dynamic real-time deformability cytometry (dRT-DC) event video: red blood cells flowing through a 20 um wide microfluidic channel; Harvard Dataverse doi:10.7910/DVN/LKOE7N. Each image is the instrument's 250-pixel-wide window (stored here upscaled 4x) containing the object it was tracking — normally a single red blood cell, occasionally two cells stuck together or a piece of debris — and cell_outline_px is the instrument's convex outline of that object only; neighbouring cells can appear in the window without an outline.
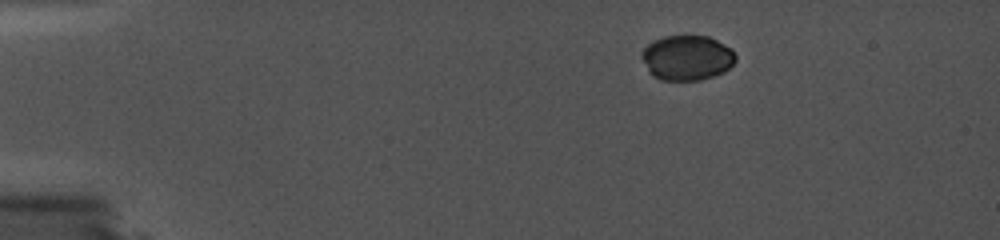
{"species": "common noctule bat (a hibernating species)", "species_latin": "Nyctalus noctula", "temperature_condition": "cold", "stored_images_in_passage": 58, "camera_frame_rate_fps": 5000, "um_per_image_px": 0.085, "animal": {"sex": "female", "body_mass_g": 19.0, "forearm_length_mm": 56.7}, "frame": {"image": 1, "passage_image": 1, "time_ms": 0.0, "image_size_px": [1000, 240], "cell_outline_px": [[736, 60], [724, 72], [700, 80], [660, 80], [652, 76], [648, 72], [640, 56], [640, 52], [652, 40], [664, 36], [708, 36], [732, 48], [736, 56]], "centroid_in_image_um": [58.36, 4.91], "position_along_channel_um": 26.6, "area_um2": 24.85}}
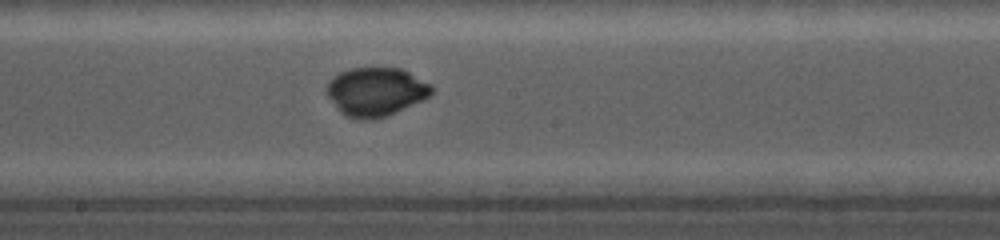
{"frame": {"image": 2, "passage_image": 38, "time_ms": 7.4, "image_size_px": [1000, 240], "cell_outline_px": [[436, 88], [428, 96], [420, 100], [384, 116], [372, 120], [364, 120], [348, 116], [340, 112], [328, 96], [328, 80], [332, 76], [340, 72], [352, 68], [400, 68], [432, 84]], "centroid_in_image_um": [31.94, 7.77], "position_along_channel_um": 216.3, "area_um2": 29.25}}
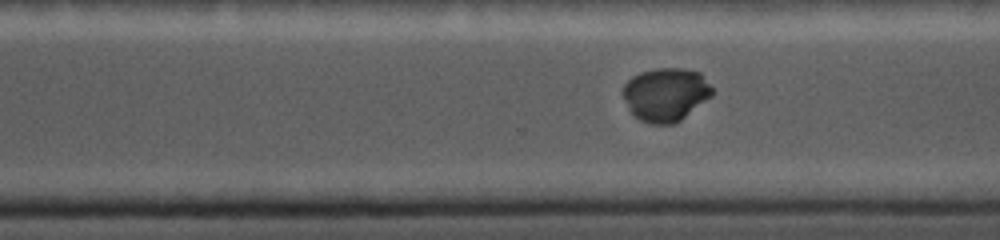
{"frame": {"image": 3, "passage_image": 51, "time_ms": 10.0, "image_size_px": [1000, 240], "cell_outline_px": [[712, 96], [680, 120], [672, 124], [652, 124], [640, 120], [632, 112], [620, 92], [624, 84], [632, 76], [640, 72], [656, 68], [680, 68], [700, 72], [712, 88]], "centroid_in_image_um": [56.57, 8.01], "position_along_channel_um": 314.0, "area_um2": 27.69}}